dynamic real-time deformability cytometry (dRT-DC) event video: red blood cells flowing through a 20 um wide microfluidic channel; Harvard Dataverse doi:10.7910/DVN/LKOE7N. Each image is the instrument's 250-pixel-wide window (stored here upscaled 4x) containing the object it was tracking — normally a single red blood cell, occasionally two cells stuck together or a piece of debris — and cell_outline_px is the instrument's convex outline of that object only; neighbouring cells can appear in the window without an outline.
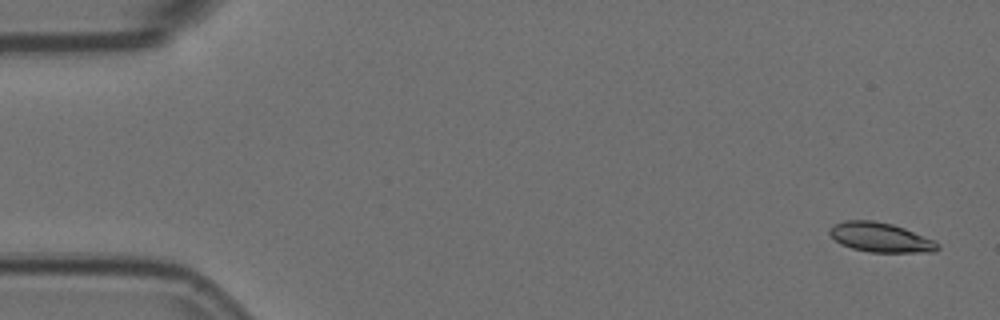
{"species": "Egyptian fruit bat (a non-hibernating species)", "species_latin": "Rousettus aegyptiacus", "temperature_condition": "room temperature", "stored_images_in_passage": 6, "camera_frame_rate_fps": 3000, "um_per_image_px": 0.085, "animal": {"sex": "female"}, "frame": {"image": 1, "passage_image": 1, "time_ms": 0.0, "image_size_px": [1000, 320], "cell_outline_px": [[940, 248], [936, 252], [868, 252], [852, 248], [840, 244], [828, 232], [836, 224], [844, 220], [872, 220], [892, 224], [904, 228], [932, 240], [940, 244]], "centroid_in_image_um": [74.85, 20.19], "position_along_channel_um": 10.1, "area_um2": 18.38}}